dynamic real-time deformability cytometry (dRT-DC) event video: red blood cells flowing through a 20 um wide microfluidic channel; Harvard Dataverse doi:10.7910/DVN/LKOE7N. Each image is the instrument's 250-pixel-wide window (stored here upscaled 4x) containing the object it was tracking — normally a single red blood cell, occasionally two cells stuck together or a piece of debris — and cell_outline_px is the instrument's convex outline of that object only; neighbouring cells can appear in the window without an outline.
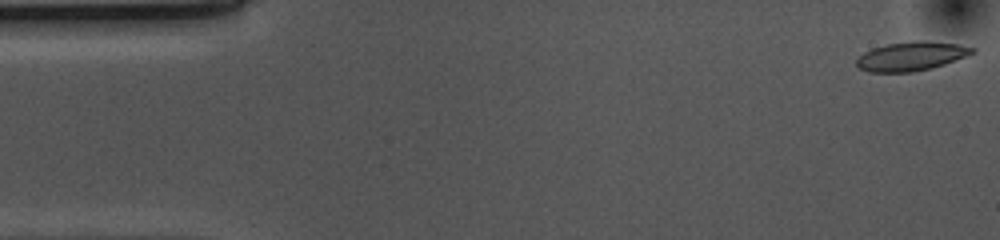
{"species": "common noctule bat (a hibernating species)", "species_latin": "Nyctalus noctula", "temperature_condition": "cold", "stored_images_in_passage": 53, "camera_frame_rate_fps": 3000, "um_per_image_px": 0.085, "animal": {"sex": "female", "body_mass_g": 10.0, "forearm_length_mm": 53.1}, "frame": {"image": 1, "passage_image": 1, "time_ms": 0.0, "image_size_px": [1000, 240], "cell_outline_px": [[976, 52], [944, 64], [932, 68], [912, 72], [868, 72], [860, 68], [856, 64], [856, 60], [864, 52], [872, 48], [888, 44], [916, 40], [928, 40], [956, 44], [976, 48]], "centroid_in_image_um": [77.46, 4.77], "position_along_channel_um": 7.5, "area_um2": 19.54}}
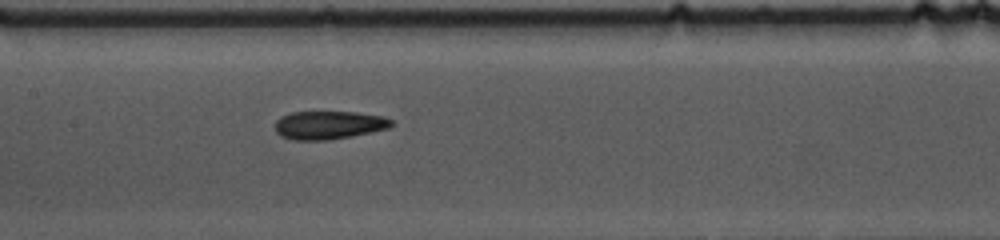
{"frame": {"image": 2, "passage_image": 24, "time_ms": 7.667, "image_size_px": [1000, 240], "cell_outline_px": [[396, 124], [388, 128], [352, 136], [328, 140], [292, 140], [280, 136], [276, 132], [276, 120], [280, 116], [292, 112], [356, 112], [384, 116], [392, 120]], "centroid_in_image_um": [27.95, 10.63], "position_along_channel_um": 179.4, "area_um2": 19.31}}
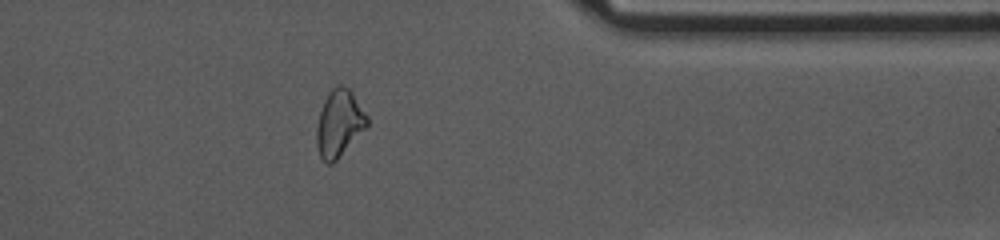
{"frame": {"image": 3, "passage_image": 42, "time_ms": 13.667, "image_size_px": [1000, 240], "cell_outline_px": [[368, 124], [336, 160], [332, 164], [328, 164], [320, 156], [316, 144], [316, 128], [320, 112], [324, 100], [328, 92], [332, 88], [340, 84], [348, 88], [352, 92], [368, 116]], "centroid_in_image_um": [28.81, 10.46], "position_along_channel_um": 382.6, "area_um2": 19.36}, "authors_computed_cell_mechanics": {"area_um2": 19.5942, "velocity_mm_per_s": 3.684, "shape_relaxation_time_tau1_ms": 7.2327, "shape_relaxation_time_tau2_ms": 3.4776, "deformation_change_tau1": 0.1657, "deformation_change_tau2": 0.1141}}